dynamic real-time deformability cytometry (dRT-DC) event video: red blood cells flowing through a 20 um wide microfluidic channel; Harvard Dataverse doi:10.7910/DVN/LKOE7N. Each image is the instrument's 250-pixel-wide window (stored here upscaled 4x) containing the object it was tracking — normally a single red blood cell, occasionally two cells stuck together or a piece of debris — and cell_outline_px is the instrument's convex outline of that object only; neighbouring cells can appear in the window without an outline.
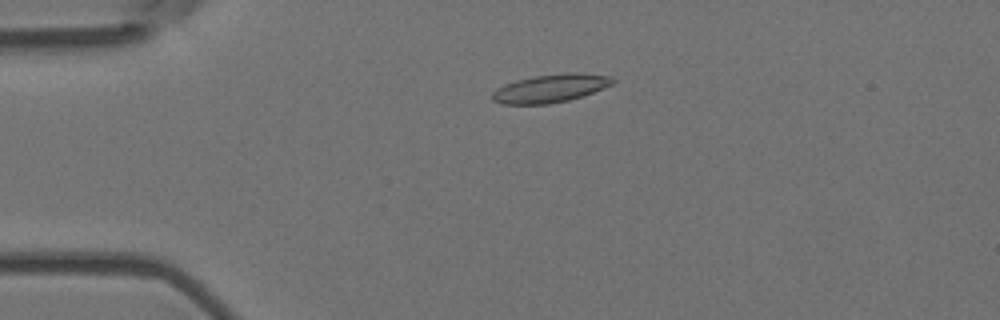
{"species": "Egyptian fruit bat (a non-hibernating species)", "species_latin": "Rousettus aegyptiacus", "temperature_condition": "room temperature", "stored_images_in_passage": 5, "camera_frame_rate_fps": 3000, "um_per_image_px": 0.085, "animal": {"sex": "female"}, "frame": {"image": 1, "passage_image": 4, "time_ms": 1.0, "image_size_px": [1000, 320], "cell_outline_px": [[616, 80], [612, 84], [592, 92], [568, 100], [548, 104], [500, 104], [492, 100], [492, 92], [496, 88], [504, 84], [516, 80], [536, 76], [568, 72], [576, 72], [612, 76]], "centroid_in_image_um": [46.76, 7.5], "position_along_channel_um": 38.2, "area_um2": 19.71}}